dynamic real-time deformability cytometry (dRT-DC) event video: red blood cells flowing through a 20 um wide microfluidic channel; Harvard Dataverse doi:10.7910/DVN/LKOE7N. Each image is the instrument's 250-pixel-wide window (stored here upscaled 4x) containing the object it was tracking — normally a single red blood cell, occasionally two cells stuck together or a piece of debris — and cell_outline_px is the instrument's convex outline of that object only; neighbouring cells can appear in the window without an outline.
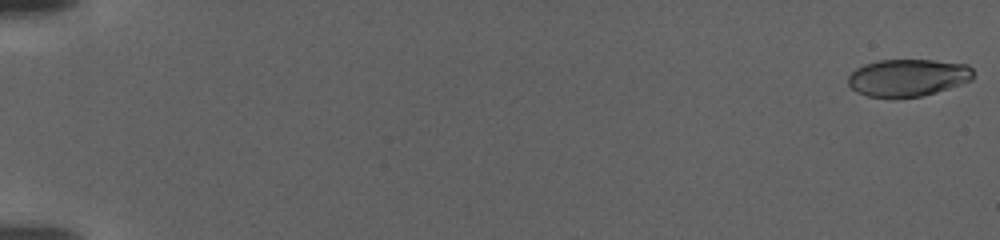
{"species": "human", "species_latin": "Homo sapiens", "temperature_condition": "warm", "stored_images_in_passage": 113, "camera_frame_rate_fps": 3000, "um_per_image_px": 0.085, "donor": {"sex": "female"}, "frame": {"image": 1, "passage_image": 2, "time_ms": 0.333, "image_size_px": [1000, 240], "cell_outline_px": [[972, 80], [936, 92], [920, 96], [868, 96], [856, 92], [848, 84], [848, 76], [856, 68], [864, 64], [880, 60], [932, 60], [968, 64], [972, 68]], "centroid_in_image_um": [77.16, 6.58], "position_along_channel_um": 7.8, "area_um2": 26.82}}
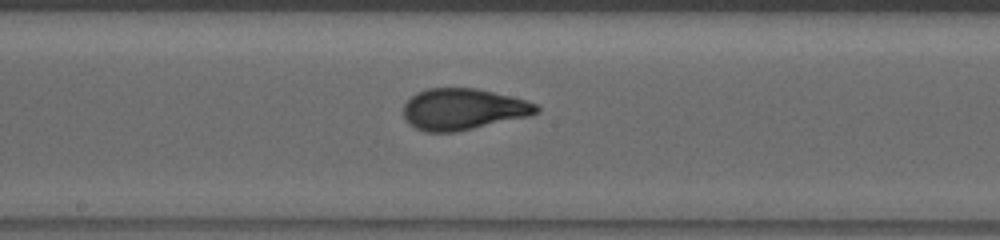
{"frame": {"image": 2, "passage_image": 65, "time_ms": 21.333, "image_size_px": [1000, 240], "cell_outline_px": [[540, 112], [528, 116], [456, 132], [424, 132], [408, 124], [404, 120], [404, 104], [416, 92], [428, 88], [476, 88], [524, 100], [536, 104], [540, 108]], "centroid_in_image_um": [39.32, 9.29], "position_along_channel_um": 208.9, "area_um2": 31.91}}
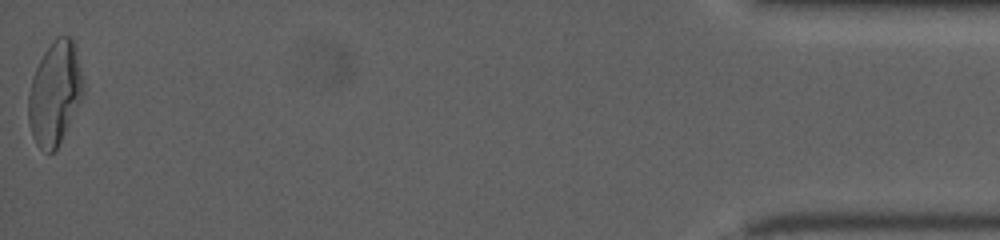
{"frame": {"image": 3, "passage_image": 113, "time_ms": 37.333, "image_size_px": [1000, 240], "cell_outline_px": [[84, 92], [56, 148], [52, 152], [44, 152], [36, 144], [32, 136], [28, 124], [28, 96], [32, 76], [44, 52], [56, 36], [68, 36], [72, 40], [76, 48], [84, 80]], "centroid_in_image_um": [4.64, 7.9], "position_along_channel_um": 430.6, "area_um2": 32.71}}